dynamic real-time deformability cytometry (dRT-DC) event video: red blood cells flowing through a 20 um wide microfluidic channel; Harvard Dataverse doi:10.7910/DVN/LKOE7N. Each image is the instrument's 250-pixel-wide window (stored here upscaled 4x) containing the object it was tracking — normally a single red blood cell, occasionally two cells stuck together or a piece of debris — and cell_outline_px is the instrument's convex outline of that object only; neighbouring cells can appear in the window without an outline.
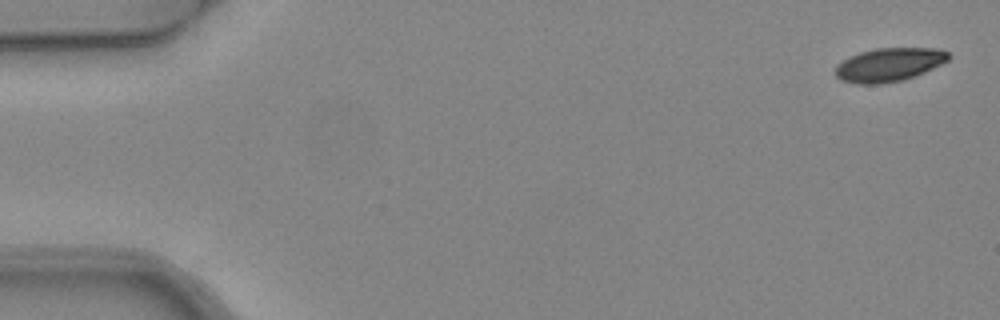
{"species": "common noctule bat (a hibernating species)", "species_latin": "Nyctalus noctula", "temperature_condition": "warm", "stored_images_in_passage": 2, "camera_frame_rate_fps": 3000, "um_per_image_px": 0.085, "animal": {"sex": "female", "body_mass_g": 24.6, "forearm_length_mm": 56.2}, "frame": {"image": 1, "passage_image": 1, "time_ms": 0.0, "image_size_px": [1000, 320], "cell_outline_px": [[952, 56], [948, 60], [916, 76], [904, 80], [880, 84], [856, 84], [840, 80], [836, 76], [836, 64], [848, 56], [860, 52], [876, 48], [936, 48], [948, 52]], "centroid_in_image_um": [75.55, 5.5], "position_along_channel_um": 9.5, "area_um2": 22.31}}